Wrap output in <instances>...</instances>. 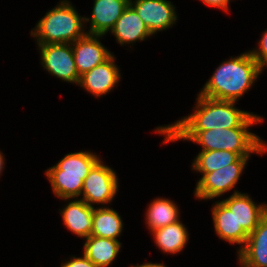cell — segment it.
Wrapping results in <instances>:
<instances>
[{
  "label": "cell",
  "mask_w": 267,
  "mask_h": 267,
  "mask_svg": "<svg viewBox=\"0 0 267 267\" xmlns=\"http://www.w3.org/2000/svg\"><path fill=\"white\" fill-rule=\"evenodd\" d=\"M241 156L238 153L227 150H201L192 162V170L202 173H210L236 162Z\"/></svg>",
  "instance_id": "22"
},
{
  "label": "cell",
  "mask_w": 267,
  "mask_h": 267,
  "mask_svg": "<svg viewBox=\"0 0 267 267\" xmlns=\"http://www.w3.org/2000/svg\"><path fill=\"white\" fill-rule=\"evenodd\" d=\"M237 253L241 267H267V214Z\"/></svg>",
  "instance_id": "14"
},
{
  "label": "cell",
  "mask_w": 267,
  "mask_h": 267,
  "mask_svg": "<svg viewBox=\"0 0 267 267\" xmlns=\"http://www.w3.org/2000/svg\"><path fill=\"white\" fill-rule=\"evenodd\" d=\"M71 259L66 262H62L61 267H97L91 260H89L84 254L82 257L71 256Z\"/></svg>",
  "instance_id": "24"
},
{
  "label": "cell",
  "mask_w": 267,
  "mask_h": 267,
  "mask_svg": "<svg viewBox=\"0 0 267 267\" xmlns=\"http://www.w3.org/2000/svg\"><path fill=\"white\" fill-rule=\"evenodd\" d=\"M68 0H61L49 10L31 30L37 44L73 43L83 37L85 17L79 16Z\"/></svg>",
  "instance_id": "4"
},
{
  "label": "cell",
  "mask_w": 267,
  "mask_h": 267,
  "mask_svg": "<svg viewBox=\"0 0 267 267\" xmlns=\"http://www.w3.org/2000/svg\"><path fill=\"white\" fill-rule=\"evenodd\" d=\"M121 246L118 240L90 235L85 238L83 254L97 267H108L117 258Z\"/></svg>",
  "instance_id": "18"
},
{
  "label": "cell",
  "mask_w": 267,
  "mask_h": 267,
  "mask_svg": "<svg viewBox=\"0 0 267 267\" xmlns=\"http://www.w3.org/2000/svg\"><path fill=\"white\" fill-rule=\"evenodd\" d=\"M154 242L163 253L178 254L188 243L189 233L181 221L169 224L151 232Z\"/></svg>",
  "instance_id": "19"
},
{
  "label": "cell",
  "mask_w": 267,
  "mask_h": 267,
  "mask_svg": "<svg viewBox=\"0 0 267 267\" xmlns=\"http://www.w3.org/2000/svg\"><path fill=\"white\" fill-rule=\"evenodd\" d=\"M93 210L94 207L84 200L74 198L65 204L60 214L68 230L81 238H88L92 231Z\"/></svg>",
  "instance_id": "16"
},
{
  "label": "cell",
  "mask_w": 267,
  "mask_h": 267,
  "mask_svg": "<svg viewBox=\"0 0 267 267\" xmlns=\"http://www.w3.org/2000/svg\"><path fill=\"white\" fill-rule=\"evenodd\" d=\"M41 65L48 73L64 82L79 84L71 43L37 44Z\"/></svg>",
  "instance_id": "8"
},
{
  "label": "cell",
  "mask_w": 267,
  "mask_h": 267,
  "mask_svg": "<svg viewBox=\"0 0 267 267\" xmlns=\"http://www.w3.org/2000/svg\"><path fill=\"white\" fill-rule=\"evenodd\" d=\"M250 157H240L225 167L205 173L196 183L194 196L200 200L220 197L237 184Z\"/></svg>",
  "instance_id": "6"
},
{
  "label": "cell",
  "mask_w": 267,
  "mask_h": 267,
  "mask_svg": "<svg viewBox=\"0 0 267 267\" xmlns=\"http://www.w3.org/2000/svg\"><path fill=\"white\" fill-rule=\"evenodd\" d=\"M204 4L210 7L219 8L225 12L229 10V1L228 0H201Z\"/></svg>",
  "instance_id": "25"
},
{
  "label": "cell",
  "mask_w": 267,
  "mask_h": 267,
  "mask_svg": "<svg viewBox=\"0 0 267 267\" xmlns=\"http://www.w3.org/2000/svg\"><path fill=\"white\" fill-rule=\"evenodd\" d=\"M130 267H166L163 263L146 262L140 265H131Z\"/></svg>",
  "instance_id": "26"
},
{
  "label": "cell",
  "mask_w": 267,
  "mask_h": 267,
  "mask_svg": "<svg viewBox=\"0 0 267 267\" xmlns=\"http://www.w3.org/2000/svg\"><path fill=\"white\" fill-rule=\"evenodd\" d=\"M100 157L91 151L66 154L56 165L49 167L45 174L53 193L64 201L81 198L83 181Z\"/></svg>",
  "instance_id": "5"
},
{
  "label": "cell",
  "mask_w": 267,
  "mask_h": 267,
  "mask_svg": "<svg viewBox=\"0 0 267 267\" xmlns=\"http://www.w3.org/2000/svg\"><path fill=\"white\" fill-rule=\"evenodd\" d=\"M249 127L216 128L206 131H156L164 135L163 143L188 140L202 146L201 150H227L241 157H250L254 153L264 154L267 144L258 135L249 131Z\"/></svg>",
  "instance_id": "3"
},
{
  "label": "cell",
  "mask_w": 267,
  "mask_h": 267,
  "mask_svg": "<svg viewBox=\"0 0 267 267\" xmlns=\"http://www.w3.org/2000/svg\"><path fill=\"white\" fill-rule=\"evenodd\" d=\"M263 68L250 51L223 61L205 83L199 95L218 100L238 101L259 78Z\"/></svg>",
  "instance_id": "2"
},
{
  "label": "cell",
  "mask_w": 267,
  "mask_h": 267,
  "mask_svg": "<svg viewBox=\"0 0 267 267\" xmlns=\"http://www.w3.org/2000/svg\"><path fill=\"white\" fill-rule=\"evenodd\" d=\"M192 114L174 124L157 126L155 131H206L218 128L252 127L263 118L235 107L236 101L218 100L197 95Z\"/></svg>",
  "instance_id": "1"
},
{
  "label": "cell",
  "mask_w": 267,
  "mask_h": 267,
  "mask_svg": "<svg viewBox=\"0 0 267 267\" xmlns=\"http://www.w3.org/2000/svg\"><path fill=\"white\" fill-rule=\"evenodd\" d=\"M212 217L218 237L231 245H242L240 246L241 249L249 234L243 228H238L234 213L219 200L212 206Z\"/></svg>",
  "instance_id": "15"
},
{
  "label": "cell",
  "mask_w": 267,
  "mask_h": 267,
  "mask_svg": "<svg viewBox=\"0 0 267 267\" xmlns=\"http://www.w3.org/2000/svg\"><path fill=\"white\" fill-rule=\"evenodd\" d=\"M101 159L92 167L83 181L82 198L88 205L109 204L118 191V177L116 172Z\"/></svg>",
  "instance_id": "7"
},
{
  "label": "cell",
  "mask_w": 267,
  "mask_h": 267,
  "mask_svg": "<svg viewBox=\"0 0 267 267\" xmlns=\"http://www.w3.org/2000/svg\"><path fill=\"white\" fill-rule=\"evenodd\" d=\"M5 166V158L4 155L2 154V152L0 151V175L3 172V168Z\"/></svg>",
  "instance_id": "27"
},
{
  "label": "cell",
  "mask_w": 267,
  "mask_h": 267,
  "mask_svg": "<svg viewBox=\"0 0 267 267\" xmlns=\"http://www.w3.org/2000/svg\"><path fill=\"white\" fill-rule=\"evenodd\" d=\"M180 210L173 201L155 198L146 210V224L150 232L180 221Z\"/></svg>",
  "instance_id": "21"
},
{
  "label": "cell",
  "mask_w": 267,
  "mask_h": 267,
  "mask_svg": "<svg viewBox=\"0 0 267 267\" xmlns=\"http://www.w3.org/2000/svg\"><path fill=\"white\" fill-rule=\"evenodd\" d=\"M101 37L102 35L86 33L83 37L71 43L79 76L102 64L113 55L103 46L100 41Z\"/></svg>",
  "instance_id": "10"
},
{
  "label": "cell",
  "mask_w": 267,
  "mask_h": 267,
  "mask_svg": "<svg viewBox=\"0 0 267 267\" xmlns=\"http://www.w3.org/2000/svg\"><path fill=\"white\" fill-rule=\"evenodd\" d=\"M258 45V49L250 50V53L264 71V67H267V29L262 33Z\"/></svg>",
  "instance_id": "23"
},
{
  "label": "cell",
  "mask_w": 267,
  "mask_h": 267,
  "mask_svg": "<svg viewBox=\"0 0 267 267\" xmlns=\"http://www.w3.org/2000/svg\"><path fill=\"white\" fill-rule=\"evenodd\" d=\"M129 5L137 12L152 35L167 30L178 19L176 8L171 1L130 0Z\"/></svg>",
  "instance_id": "9"
},
{
  "label": "cell",
  "mask_w": 267,
  "mask_h": 267,
  "mask_svg": "<svg viewBox=\"0 0 267 267\" xmlns=\"http://www.w3.org/2000/svg\"><path fill=\"white\" fill-rule=\"evenodd\" d=\"M222 202L234 213L238 228H243L250 234L267 214V204L255 203L252 198L238 191Z\"/></svg>",
  "instance_id": "12"
},
{
  "label": "cell",
  "mask_w": 267,
  "mask_h": 267,
  "mask_svg": "<svg viewBox=\"0 0 267 267\" xmlns=\"http://www.w3.org/2000/svg\"><path fill=\"white\" fill-rule=\"evenodd\" d=\"M115 56L95 66L80 76L79 86L95 97L109 93L120 81V69L115 64Z\"/></svg>",
  "instance_id": "11"
},
{
  "label": "cell",
  "mask_w": 267,
  "mask_h": 267,
  "mask_svg": "<svg viewBox=\"0 0 267 267\" xmlns=\"http://www.w3.org/2000/svg\"><path fill=\"white\" fill-rule=\"evenodd\" d=\"M120 44H133L136 41H144L152 36L143 20L137 12L129 5L121 17L116 21L114 28L110 31Z\"/></svg>",
  "instance_id": "17"
},
{
  "label": "cell",
  "mask_w": 267,
  "mask_h": 267,
  "mask_svg": "<svg viewBox=\"0 0 267 267\" xmlns=\"http://www.w3.org/2000/svg\"><path fill=\"white\" fill-rule=\"evenodd\" d=\"M124 224L119 213L110 207H98L93 210L92 236L101 238H117L122 233Z\"/></svg>",
  "instance_id": "20"
},
{
  "label": "cell",
  "mask_w": 267,
  "mask_h": 267,
  "mask_svg": "<svg viewBox=\"0 0 267 267\" xmlns=\"http://www.w3.org/2000/svg\"><path fill=\"white\" fill-rule=\"evenodd\" d=\"M130 0H94L92 16L85 17V24L90 23L88 34L106 35L129 6Z\"/></svg>",
  "instance_id": "13"
}]
</instances>
